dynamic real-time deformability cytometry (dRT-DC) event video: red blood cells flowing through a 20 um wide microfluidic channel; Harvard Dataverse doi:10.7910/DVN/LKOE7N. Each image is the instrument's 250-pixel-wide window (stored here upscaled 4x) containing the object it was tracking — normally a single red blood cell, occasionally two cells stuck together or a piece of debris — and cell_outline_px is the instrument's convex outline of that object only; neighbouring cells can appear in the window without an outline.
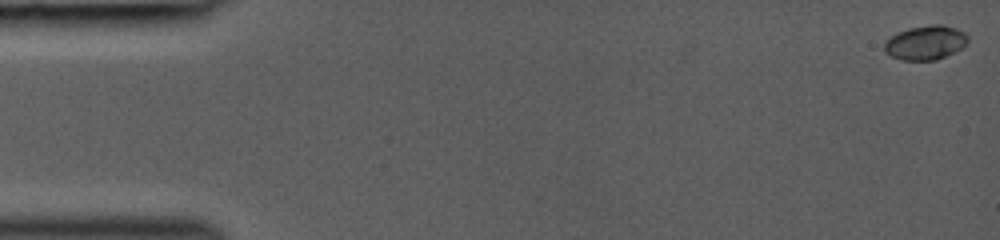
{"species": "common noctule bat (a hibernating species)", "species_latin": "Nyctalus noctula", "temperature_condition": "room temperature", "stored_images_in_passage": 45, "camera_frame_rate_fps": 3000, "um_per_image_px": 0.085, "animal": {"sex": "female", "body_mass_g": 19.0, "forearm_length_mm": 53.3}, "frame": {"image": 1, "passage_image": 1, "time_ms": 0.0, "image_size_px": [1000, 240], "cell_outline_px": [[968, 44], [936, 60], [900, 60], [884, 52], [884, 44], [892, 36], [908, 28], [932, 24], [944, 24], [956, 28], [964, 32], [968, 36]], "centroid_in_image_um": [78.69, 3.62], "position_along_channel_um": 6.3, "area_um2": 16.53}}
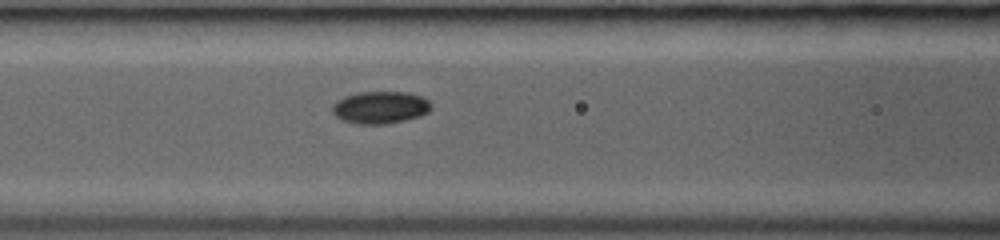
{"frame": {"image": 2, "passage_image": 20, "time_ms": 6.333, "image_size_px": [1000, 240], "cell_outline_px": [[432, 108], [428, 112], [420, 116], [388, 124], [356, 124], [340, 120], [332, 112], [332, 104], [336, 100], [344, 96], [360, 92], [404, 92], [424, 96], [432, 104]], "centroid_in_image_um": [32.31, 9.13], "position_along_channel_um": 134.3, "area_um2": 18.9}}
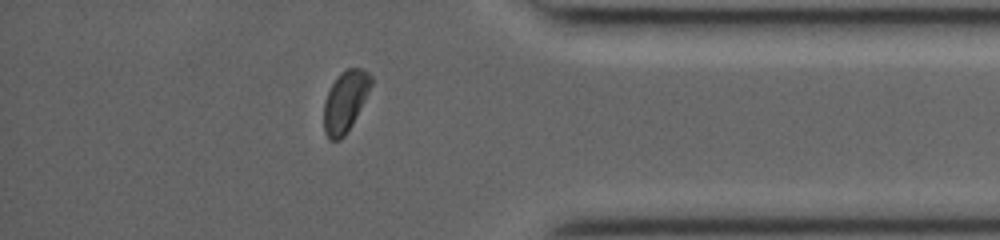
{"frame": {"image": 3, "passage_image": 39, "time_ms": 12.667, "image_size_px": [1000, 240], "cell_outline_px": [[372, 84], [352, 124], [344, 136], [340, 140], [328, 140], [324, 132], [324, 100], [332, 84], [340, 72], [348, 68], [360, 68], [368, 72], [372, 76]], "centroid_in_image_um": [29.33, 8.62], "position_along_channel_um": 405.9, "area_um2": 16.65}}